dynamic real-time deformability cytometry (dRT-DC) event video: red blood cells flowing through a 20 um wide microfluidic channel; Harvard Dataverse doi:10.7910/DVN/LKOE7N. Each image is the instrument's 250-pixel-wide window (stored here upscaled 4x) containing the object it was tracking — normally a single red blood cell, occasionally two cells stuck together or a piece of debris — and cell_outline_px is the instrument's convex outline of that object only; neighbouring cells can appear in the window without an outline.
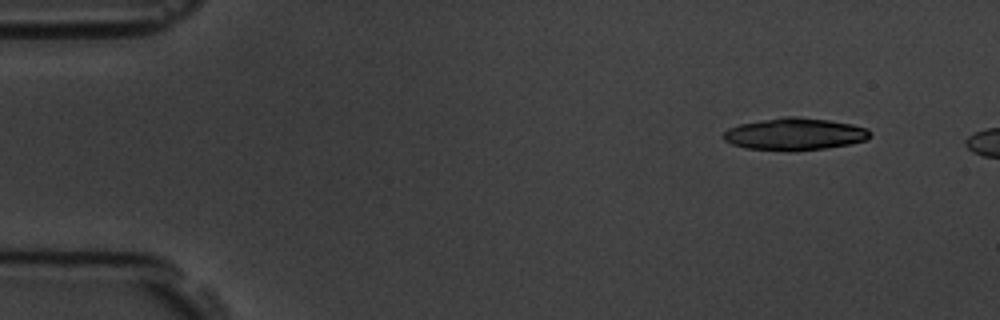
{"species": "common noctule bat (a hibernating species)", "species_latin": "Nyctalus noctula", "temperature_condition": "room temperature", "stored_images_in_passage": 5, "camera_frame_rate_fps": 3000, "um_per_image_px": 0.085, "animal": {"sex": "male", "body_mass_g": 19.5, "forearm_length_mm": 54.6}, "frame": {"image": 1, "passage_image": 1, "time_ms": 0.0, "image_size_px": [1000, 320], "cell_outline_px": [[868, 136], [864, 140], [848, 144], [824, 148], [744, 148], [732, 144], [724, 140], [724, 132], [728, 128], [740, 124], [784, 116], [796, 116], [828, 120], [852, 124], [868, 128]], "centroid_in_image_um": [67.53, 11.35], "position_along_channel_um": 17.5, "area_um2": 26.24}}